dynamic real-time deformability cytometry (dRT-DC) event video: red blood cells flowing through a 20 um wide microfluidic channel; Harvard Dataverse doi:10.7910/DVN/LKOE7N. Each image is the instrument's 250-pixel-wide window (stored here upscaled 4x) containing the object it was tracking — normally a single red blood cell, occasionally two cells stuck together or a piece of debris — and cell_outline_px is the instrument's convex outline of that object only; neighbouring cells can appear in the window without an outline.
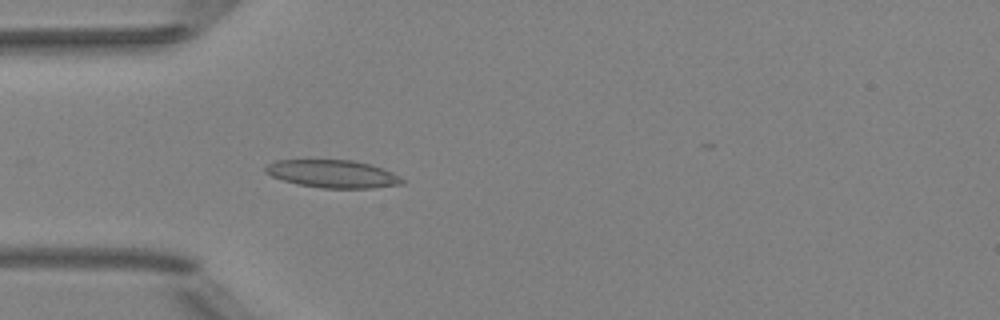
{"species": "Egyptian fruit bat (a non-hibernating species)", "species_latin": "Rousettus aegyptiacus", "temperature_condition": "room temperature", "stored_images_in_passage": 3, "camera_frame_rate_fps": 3000, "um_per_image_px": 0.085, "animal": {"sex": "female"}, "frame": {"image": 1, "passage_image": 3, "time_ms": 0.667, "image_size_px": [1000, 320], "cell_outline_px": [[404, 184], [372, 188], [324, 188], [300, 184], [284, 180], [272, 176], [264, 172], [264, 168], [268, 164], [276, 160], [352, 160], [372, 164], [392, 172], [404, 180]], "centroid_in_image_um": [28.3, 14.77], "position_along_channel_um": 56.7, "area_um2": 22.02}}